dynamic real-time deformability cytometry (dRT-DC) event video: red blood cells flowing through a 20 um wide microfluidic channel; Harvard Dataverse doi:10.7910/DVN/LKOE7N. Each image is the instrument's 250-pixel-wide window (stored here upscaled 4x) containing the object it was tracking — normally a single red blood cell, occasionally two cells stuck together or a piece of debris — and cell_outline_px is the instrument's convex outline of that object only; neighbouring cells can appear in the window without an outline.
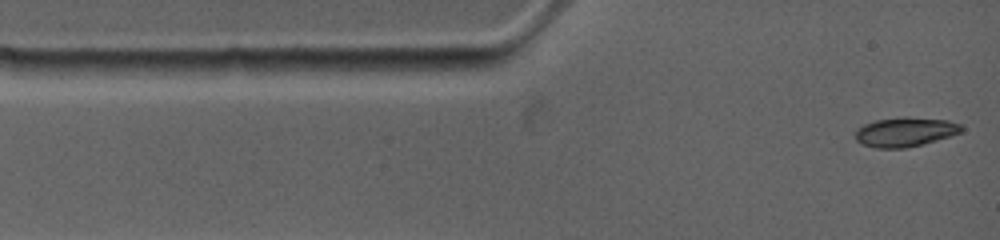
{"species": "common noctule bat (a hibernating species)", "species_latin": "Nyctalus noctula", "temperature_condition": "warm", "stored_images_in_passage": 5, "camera_frame_rate_fps": 4500, "um_per_image_px": 0.085, "animal": {"sex": "female", "body_mass_g": 19.0, "forearm_length_mm": 53.3}, "frame": {"image": 1, "passage_image": 1, "time_ms": 0.0, "image_size_px": [1000, 240], "cell_outline_px": [[964, 128], [960, 132], [924, 144], [904, 148], [876, 148], [860, 144], [856, 140], [856, 132], [864, 124], [876, 120], [904, 116], [948, 120], [960, 124]], "centroid_in_image_um": [76.93, 11.21], "position_along_channel_um": 8.1, "area_um2": 18.09}}
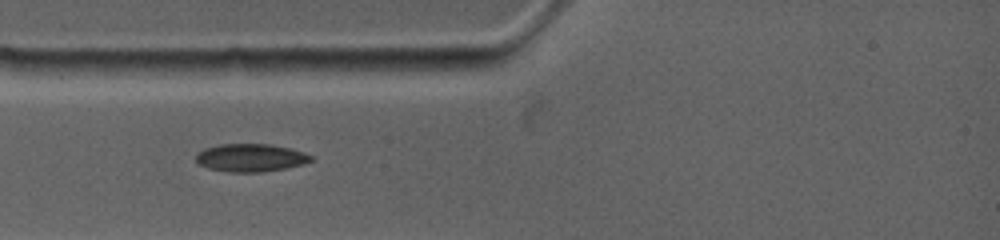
{"frame": {"image": 2, "passage_image": 4, "time_ms": 2.444, "image_size_px": [1000, 240], "cell_outline_px": [[312, 160], [304, 164], [284, 168], [260, 172], [228, 172], [208, 168], [200, 164], [196, 160], [196, 152], [204, 148], [220, 144], [272, 144], [304, 152], [312, 156]], "centroid_in_image_um": [21.28, 13.4], "position_along_channel_um": 63.7, "area_um2": 18.67}}